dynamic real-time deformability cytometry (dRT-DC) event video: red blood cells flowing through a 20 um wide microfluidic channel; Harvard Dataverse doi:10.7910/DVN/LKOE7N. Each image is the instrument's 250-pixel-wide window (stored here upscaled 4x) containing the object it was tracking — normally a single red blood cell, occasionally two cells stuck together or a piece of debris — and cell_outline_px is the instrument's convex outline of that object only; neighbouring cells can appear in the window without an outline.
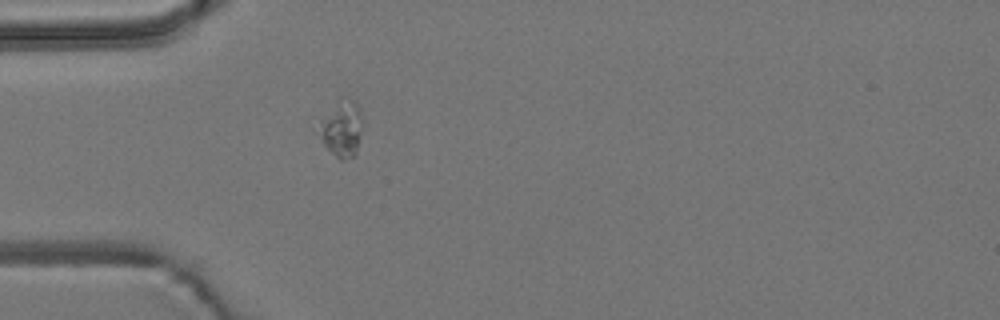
{"species": "common noctule bat (a hibernating species)", "species_latin": "Nyctalus noctula", "temperature_condition": "room temperature", "stored_images_in_passage": 4, "camera_frame_rate_fps": 3000, "um_per_image_px": 0.085, "animal": {"sex": "male", "body_mass_g": 19.2, "forearm_length_mm": 51.8}, "frame": {"image": 1, "passage_image": 4, "time_ms": 3.667, "image_size_px": [1000, 320], "cell_outline_px": [[364, 120], [356, 156], [344, 160], [340, 160], [324, 144], [324, 124], [336, 112], [352, 100], [360, 108]], "centroid_in_image_um": [29.27, 11.17], "position_along_channel_um": 55.7, "area_um2": 12.08}}